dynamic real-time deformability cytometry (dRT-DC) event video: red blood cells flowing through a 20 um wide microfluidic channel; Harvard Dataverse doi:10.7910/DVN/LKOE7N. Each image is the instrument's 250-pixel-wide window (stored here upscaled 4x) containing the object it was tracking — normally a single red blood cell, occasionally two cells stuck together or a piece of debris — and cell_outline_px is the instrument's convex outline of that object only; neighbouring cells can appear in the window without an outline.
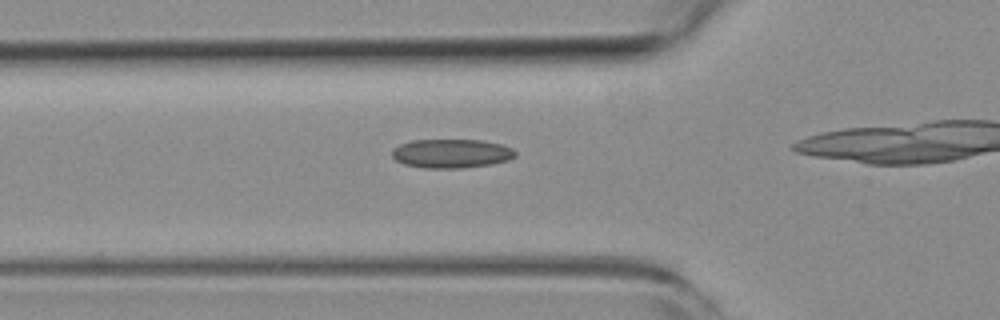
{"species": "common noctule bat (a hibernating species)", "species_latin": "Nyctalus noctula", "temperature_condition": "room temperature", "stored_images_in_passage": 37, "camera_frame_rate_fps": 3000, "um_per_image_px": 0.085, "animal": {"sex": "female", "body_mass_g": 19.3, "forearm_length_mm": 54.1}, "frame": {"image": 1, "passage_image": 13, "time_ms": 4.0, "image_size_px": [1000, 320], "cell_outline_px": [[516, 156], [508, 160], [492, 164], [460, 168], [424, 168], [404, 164], [396, 160], [392, 156], [392, 148], [400, 144], [412, 140], [484, 140], [500, 144], [512, 148], [516, 152]], "centroid_in_image_um": [38.36, 13.04], "position_along_channel_um": 87.4, "area_um2": 20.87}}
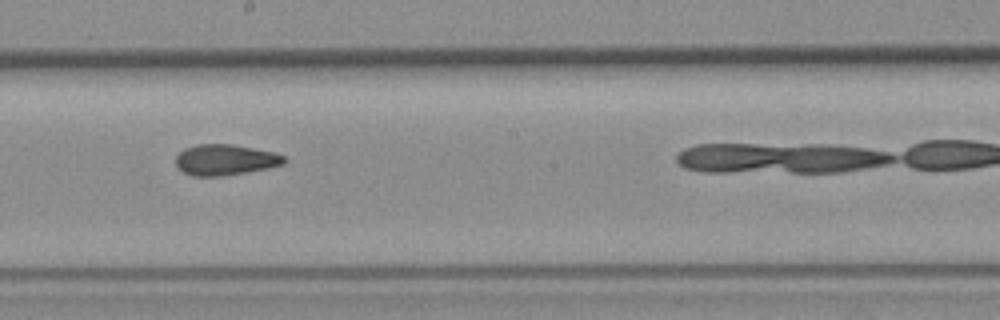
{"frame": {"image": 2, "passage_image": 24, "time_ms": 7.667, "image_size_px": [1000, 320], "cell_outline_px": [[288, 160], [284, 164], [268, 168], [224, 176], [192, 176], [184, 172], [176, 164], [176, 156], [184, 148], [196, 144], [232, 144], [276, 152], [284, 156]], "centroid_in_image_um": [19.17, 13.58], "position_along_channel_um": 229.0, "area_um2": 19.59}}
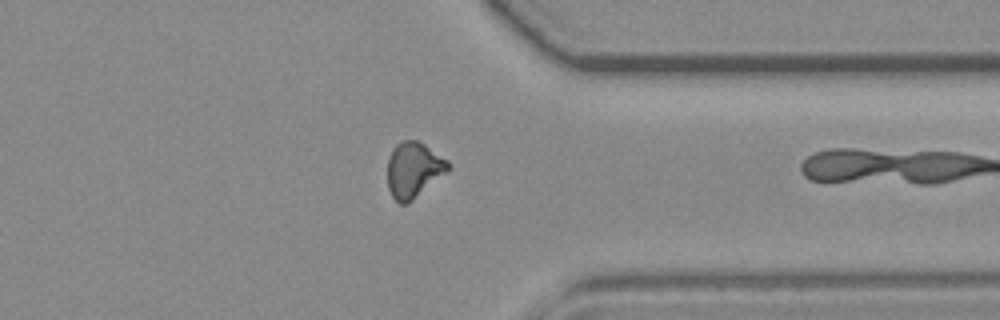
{"frame": {"image": 3, "passage_image": 36, "time_ms": 11.667, "image_size_px": [1000, 320], "cell_outline_px": [[452, 168], [448, 172], [408, 204], [400, 204], [392, 196], [388, 188], [388, 160], [396, 144], [404, 140], [416, 140], [424, 144], [448, 160], [452, 164]], "centroid_in_image_um": [35.2, 14.45], "position_along_channel_um": 376.2, "area_um2": 19.77}}